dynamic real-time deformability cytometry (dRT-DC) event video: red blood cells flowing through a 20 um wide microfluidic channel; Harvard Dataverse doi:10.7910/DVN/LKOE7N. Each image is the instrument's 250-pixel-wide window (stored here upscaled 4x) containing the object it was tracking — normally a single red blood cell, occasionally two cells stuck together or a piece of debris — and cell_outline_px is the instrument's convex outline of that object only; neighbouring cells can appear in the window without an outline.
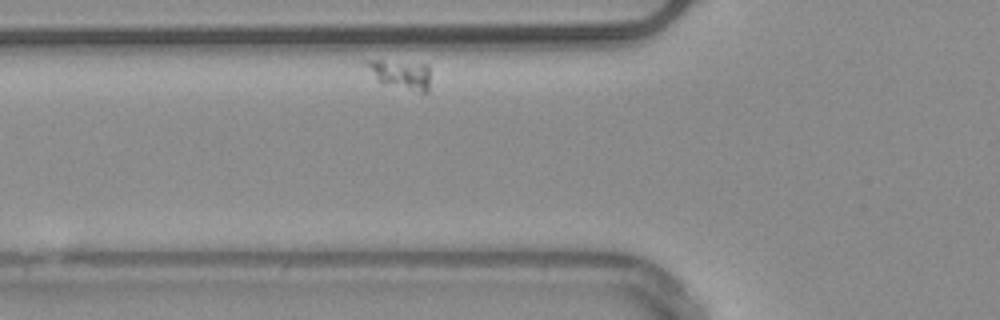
{"species": "common noctule bat (a hibernating species)", "species_latin": "Nyctalus noctula", "temperature_condition": "warm", "stored_images_in_passage": 9, "camera_frame_rate_fps": 3000, "um_per_image_px": 0.085, "animal": {"sex": "male", "body_mass_g": 20.4}, "frame": {"image": 1, "passage_image": 2, "time_ms": 1.333, "image_size_px": [1000, 320], "cell_outline_px": [[428, 92], [420, 92], [384, 84], [364, 64], [364, 60], [380, 60], [428, 64]], "centroid_in_image_um": [34.07, 6.3], "position_along_channel_um": 91.7, "area_um2": 10.46}}
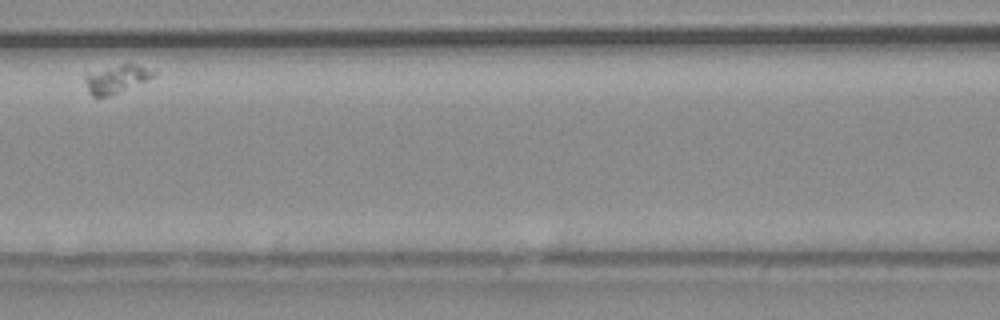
{"frame": {"image": 2, "passage_image": 4, "time_ms": 3.667, "image_size_px": [1000, 320], "cell_outline_px": [[156, 72], [152, 76], [144, 80], [108, 96], [96, 100], [88, 92], [84, 80], [84, 76], [120, 64], [136, 64]], "centroid_in_image_um": [9.81, 6.75], "position_along_channel_um": 156.8, "area_um2": 10.64}}